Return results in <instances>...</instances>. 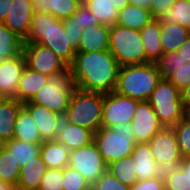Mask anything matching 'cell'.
Here are the masks:
<instances>
[{"label": "cell", "mask_w": 190, "mask_h": 190, "mask_svg": "<svg viewBox=\"0 0 190 190\" xmlns=\"http://www.w3.org/2000/svg\"><path fill=\"white\" fill-rule=\"evenodd\" d=\"M139 100L116 93H104L101 127L113 128L119 124L131 123Z\"/></svg>", "instance_id": "11"}, {"label": "cell", "mask_w": 190, "mask_h": 190, "mask_svg": "<svg viewBox=\"0 0 190 190\" xmlns=\"http://www.w3.org/2000/svg\"><path fill=\"white\" fill-rule=\"evenodd\" d=\"M180 168V162H158L156 163V175L161 181H165Z\"/></svg>", "instance_id": "44"}, {"label": "cell", "mask_w": 190, "mask_h": 190, "mask_svg": "<svg viewBox=\"0 0 190 190\" xmlns=\"http://www.w3.org/2000/svg\"><path fill=\"white\" fill-rule=\"evenodd\" d=\"M109 28L110 26L99 24L84 29L76 52L109 50Z\"/></svg>", "instance_id": "18"}, {"label": "cell", "mask_w": 190, "mask_h": 190, "mask_svg": "<svg viewBox=\"0 0 190 190\" xmlns=\"http://www.w3.org/2000/svg\"><path fill=\"white\" fill-rule=\"evenodd\" d=\"M188 62L182 56L175 52H165L162 56L155 62L158 71L161 73V77L168 78L174 69L178 68Z\"/></svg>", "instance_id": "35"}, {"label": "cell", "mask_w": 190, "mask_h": 190, "mask_svg": "<svg viewBox=\"0 0 190 190\" xmlns=\"http://www.w3.org/2000/svg\"><path fill=\"white\" fill-rule=\"evenodd\" d=\"M22 54L26 67L41 74L51 76L62 71H70L65 61L50 48L39 43H24Z\"/></svg>", "instance_id": "10"}, {"label": "cell", "mask_w": 190, "mask_h": 190, "mask_svg": "<svg viewBox=\"0 0 190 190\" xmlns=\"http://www.w3.org/2000/svg\"><path fill=\"white\" fill-rule=\"evenodd\" d=\"M82 5V0H46L45 13L61 21L70 18Z\"/></svg>", "instance_id": "32"}, {"label": "cell", "mask_w": 190, "mask_h": 190, "mask_svg": "<svg viewBox=\"0 0 190 190\" xmlns=\"http://www.w3.org/2000/svg\"><path fill=\"white\" fill-rule=\"evenodd\" d=\"M173 85H175L180 91L190 84V62L174 69L167 78Z\"/></svg>", "instance_id": "40"}, {"label": "cell", "mask_w": 190, "mask_h": 190, "mask_svg": "<svg viewBox=\"0 0 190 190\" xmlns=\"http://www.w3.org/2000/svg\"><path fill=\"white\" fill-rule=\"evenodd\" d=\"M161 78L155 63L120 66L115 92L139 101H147Z\"/></svg>", "instance_id": "3"}, {"label": "cell", "mask_w": 190, "mask_h": 190, "mask_svg": "<svg viewBox=\"0 0 190 190\" xmlns=\"http://www.w3.org/2000/svg\"><path fill=\"white\" fill-rule=\"evenodd\" d=\"M130 190H165L164 182L156 178L138 180L130 187Z\"/></svg>", "instance_id": "45"}, {"label": "cell", "mask_w": 190, "mask_h": 190, "mask_svg": "<svg viewBox=\"0 0 190 190\" xmlns=\"http://www.w3.org/2000/svg\"><path fill=\"white\" fill-rule=\"evenodd\" d=\"M76 20L77 24L80 26L81 31L87 27L94 25H99L97 18L90 12L82 3V5L77 9V11L71 16Z\"/></svg>", "instance_id": "42"}, {"label": "cell", "mask_w": 190, "mask_h": 190, "mask_svg": "<svg viewBox=\"0 0 190 190\" xmlns=\"http://www.w3.org/2000/svg\"><path fill=\"white\" fill-rule=\"evenodd\" d=\"M140 32L145 49V63H155L163 54L160 19H153Z\"/></svg>", "instance_id": "20"}, {"label": "cell", "mask_w": 190, "mask_h": 190, "mask_svg": "<svg viewBox=\"0 0 190 190\" xmlns=\"http://www.w3.org/2000/svg\"><path fill=\"white\" fill-rule=\"evenodd\" d=\"M82 3L100 24L111 26L119 17L120 11L113 7L110 0H82Z\"/></svg>", "instance_id": "29"}, {"label": "cell", "mask_w": 190, "mask_h": 190, "mask_svg": "<svg viewBox=\"0 0 190 190\" xmlns=\"http://www.w3.org/2000/svg\"><path fill=\"white\" fill-rule=\"evenodd\" d=\"M0 190H17V186L8 182L0 181Z\"/></svg>", "instance_id": "54"}, {"label": "cell", "mask_w": 190, "mask_h": 190, "mask_svg": "<svg viewBox=\"0 0 190 190\" xmlns=\"http://www.w3.org/2000/svg\"><path fill=\"white\" fill-rule=\"evenodd\" d=\"M83 190H96L93 184H88Z\"/></svg>", "instance_id": "56"}, {"label": "cell", "mask_w": 190, "mask_h": 190, "mask_svg": "<svg viewBox=\"0 0 190 190\" xmlns=\"http://www.w3.org/2000/svg\"><path fill=\"white\" fill-rule=\"evenodd\" d=\"M131 127L134 140L138 143H148L151 138L163 128L148 101H139L134 111Z\"/></svg>", "instance_id": "12"}, {"label": "cell", "mask_w": 190, "mask_h": 190, "mask_svg": "<svg viewBox=\"0 0 190 190\" xmlns=\"http://www.w3.org/2000/svg\"><path fill=\"white\" fill-rule=\"evenodd\" d=\"M70 150L57 140L44 141L40 156L47 169H64L68 166Z\"/></svg>", "instance_id": "22"}, {"label": "cell", "mask_w": 190, "mask_h": 190, "mask_svg": "<svg viewBox=\"0 0 190 190\" xmlns=\"http://www.w3.org/2000/svg\"><path fill=\"white\" fill-rule=\"evenodd\" d=\"M93 185L96 190H130V187L121 183L108 170Z\"/></svg>", "instance_id": "39"}, {"label": "cell", "mask_w": 190, "mask_h": 190, "mask_svg": "<svg viewBox=\"0 0 190 190\" xmlns=\"http://www.w3.org/2000/svg\"><path fill=\"white\" fill-rule=\"evenodd\" d=\"M176 0H152L151 15L154 19H161L173 6Z\"/></svg>", "instance_id": "46"}, {"label": "cell", "mask_w": 190, "mask_h": 190, "mask_svg": "<svg viewBox=\"0 0 190 190\" xmlns=\"http://www.w3.org/2000/svg\"><path fill=\"white\" fill-rule=\"evenodd\" d=\"M185 61L190 62V36L186 42L176 51Z\"/></svg>", "instance_id": "48"}, {"label": "cell", "mask_w": 190, "mask_h": 190, "mask_svg": "<svg viewBox=\"0 0 190 190\" xmlns=\"http://www.w3.org/2000/svg\"><path fill=\"white\" fill-rule=\"evenodd\" d=\"M34 4V11L45 12V1L46 0H31Z\"/></svg>", "instance_id": "53"}, {"label": "cell", "mask_w": 190, "mask_h": 190, "mask_svg": "<svg viewBox=\"0 0 190 190\" xmlns=\"http://www.w3.org/2000/svg\"><path fill=\"white\" fill-rule=\"evenodd\" d=\"M68 166L77 170L89 184H94L107 171V164L94 141L71 150Z\"/></svg>", "instance_id": "9"}, {"label": "cell", "mask_w": 190, "mask_h": 190, "mask_svg": "<svg viewBox=\"0 0 190 190\" xmlns=\"http://www.w3.org/2000/svg\"><path fill=\"white\" fill-rule=\"evenodd\" d=\"M30 112L39 130L43 141L56 140L63 116L52 112L42 105L34 103H23Z\"/></svg>", "instance_id": "14"}, {"label": "cell", "mask_w": 190, "mask_h": 190, "mask_svg": "<svg viewBox=\"0 0 190 190\" xmlns=\"http://www.w3.org/2000/svg\"><path fill=\"white\" fill-rule=\"evenodd\" d=\"M185 115L190 118V106L185 109Z\"/></svg>", "instance_id": "58"}, {"label": "cell", "mask_w": 190, "mask_h": 190, "mask_svg": "<svg viewBox=\"0 0 190 190\" xmlns=\"http://www.w3.org/2000/svg\"><path fill=\"white\" fill-rule=\"evenodd\" d=\"M134 162L138 180L156 178V161L148 143H138L130 155Z\"/></svg>", "instance_id": "21"}, {"label": "cell", "mask_w": 190, "mask_h": 190, "mask_svg": "<svg viewBox=\"0 0 190 190\" xmlns=\"http://www.w3.org/2000/svg\"><path fill=\"white\" fill-rule=\"evenodd\" d=\"M164 23H179L190 30V0H176L160 19Z\"/></svg>", "instance_id": "33"}, {"label": "cell", "mask_w": 190, "mask_h": 190, "mask_svg": "<svg viewBox=\"0 0 190 190\" xmlns=\"http://www.w3.org/2000/svg\"><path fill=\"white\" fill-rule=\"evenodd\" d=\"M21 167L13 155L5 148L0 152V181L17 186Z\"/></svg>", "instance_id": "34"}, {"label": "cell", "mask_w": 190, "mask_h": 190, "mask_svg": "<svg viewBox=\"0 0 190 190\" xmlns=\"http://www.w3.org/2000/svg\"><path fill=\"white\" fill-rule=\"evenodd\" d=\"M119 68V63L109 50L76 52L69 65L77 88L100 93L115 91Z\"/></svg>", "instance_id": "1"}, {"label": "cell", "mask_w": 190, "mask_h": 190, "mask_svg": "<svg viewBox=\"0 0 190 190\" xmlns=\"http://www.w3.org/2000/svg\"><path fill=\"white\" fill-rule=\"evenodd\" d=\"M48 76L25 66L14 98L22 103L30 101L46 85Z\"/></svg>", "instance_id": "19"}, {"label": "cell", "mask_w": 190, "mask_h": 190, "mask_svg": "<svg viewBox=\"0 0 190 190\" xmlns=\"http://www.w3.org/2000/svg\"><path fill=\"white\" fill-rule=\"evenodd\" d=\"M165 190H190L186 174L178 169L164 181Z\"/></svg>", "instance_id": "41"}, {"label": "cell", "mask_w": 190, "mask_h": 190, "mask_svg": "<svg viewBox=\"0 0 190 190\" xmlns=\"http://www.w3.org/2000/svg\"><path fill=\"white\" fill-rule=\"evenodd\" d=\"M104 93L75 88L63 119L88 128L94 133L101 128Z\"/></svg>", "instance_id": "4"}, {"label": "cell", "mask_w": 190, "mask_h": 190, "mask_svg": "<svg viewBox=\"0 0 190 190\" xmlns=\"http://www.w3.org/2000/svg\"><path fill=\"white\" fill-rule=\"evenodd\" d=\"M64 169H47L38 190H63Z\"/></svg>", "instance_id": "37"}, {"label": "cell", "mask_w": 190, "mask_h": 190, "mask_svg": "<svg viewBox=\"0 0 190 190\" xmlns=\"http://www.w3.org/2000/svg\"><path fill=\"white\" fill-rule=\"evenodd\" d=\"M163 127H173L185 115L180 90L167 78H161L147 100Z\"/></svg>", "instance_id": "8"}, {"label": "cell", "mask_w": 190, "mask_h": 190, "mask_svg": "<svg viewBox=\"0 0 190 190\" xmlns=\"http://www.w3.org/2000/svg\"><path fill=\"white\" fill-rule=\"evenodd\" d=\"M172 128L176 134L181 156H190V118L184 115V117Z\"/></svg>", "instance_id": "36"}, {"label": "cell", "mask_w": 190, "mask_h": 190, "mask_svg": "<svg viewBox=\"0 0 190 190\" xmlns=\"http://www.w3.org/2000/svg\"><path fill=\"white\" fill-rule=\"evenodd\" d=\"M7 141L3 138H0V152L6 148Z\"/></svg>", "instance_id": "55"}, {"label": "cell", "mask_w": 190, "mask_h": 190, "mask_svg": "<svg viewBox=\"0 0 190 190\" xmlns=\"http://www.w3.org/2000/svg\"><path fill=\"white\" fill-rule=\"evenodd\" d=\"M183 174H186L190 185V156L182 157L179 168Z\"/></svg>", "instance_id": "50"}, {"label": "cell", "mask_w": 190, "mask_h": 190, "mask_svg": "<svg viewBox=\"0 0 190 190\" xmlns=\"http://www.w3.org/2000/svg\"><path fill=\"white\" fill-rule=\"evenodd\" d=\"M148 144L157 163L182 161L176 134L172 127H163Z\"/></svg>", "instance_id": "13"}, {"label": "cell", "mask_w": 190, "mask_h": 190, "mask_svg": "<svg viewBox=\"0 0 190 190\" xmlns=\"http://www.w3.org/2000/svg\"><path fill=\"white\" fill-rule=\"evenodd\" d=\"M25 66L23 54L0 62V90L8 98H14Z\"/></svg>", "instance_id": "16"}, {"label": "cell", "mask_w": 190, "mask_h": 190, "mask_svg": "<svg viewBox=\"0 0 190 190\" xmlns=\"http://www.w3.org/2000/svg\"><path fill=\"white\" fill-rule=\"evenodd\" d=\"M41 144L23 142L12 138L7 141L6 149L13 155L19 166L22 167L40 155Z\"/></svg>", "instance_id": "30"}, {"label": "cell", "mask_w": 190, "mask_h": 190, "mask_svg": "<svg viewBox=\"0 0 190 190\" xmlns=\"http://www.w3.org/2000/svg\"><path fill=\"white\" fill-rule=\"evenodd\" d=\"M8 97L5 96V94H3V92L0 90V102H3L5 99H7Z\"/></svg>", "instance_id": "57"}, {"label": "cell", "mask_w": 190, "mask_h": 190, "mask_svg": "<svg viewBox=\"0 0 190 190\" xmlns=\"http://www.w3.org/2000/svg\"><path fill=\"white\" fill-rule=\"evenodd\" d=\"M24 40L0 22V62L22 54Z\"/></svg>", "instance_id": "28"}, {"label": "cell", "mask_w": 190, "mask_h": 190, "mask_svg": "<svg viewBox=\"0 0 190 190\" xmlns=\"http://www.w3.org/2000/svg\"><path fill=\"white\" fill-rule=\"evenodd\" d=\"M109 51L120 66L145 63L141 32L113 24L109 28Z\"/></svg>", "instance_id": "6"}, {"label": "cell", "mask_w": 190, "mask_h": 190, "mask_svg": "<svg viewBox=\"0 0 190 190\" xmlns=\"http://www.w3.org/2000/svg\"><path fill=\"white\" fill-rule=\"evenodd\" d=\"M13 139L29 143H43L39 130L30 112L22 106L17 114Z\"/></svg>", "instance_id": "25"}, {"label": "cell", "mask_w": 190, "mask_h": 190, "mask_svg": "<svg viewBox=\"0 0 190 190\" xmlns=\"http://www.w3.org/2000/svg\"><path fill=\"white\" fill-rule=\"evenodd\" d=\"M24 43H39L50 48L68 65L73 62L76 50L69 42L62 21L50 13L35 11Z\"/></svg>", "instance_id": "2"}, {"label": "cell", "mask_w": 190, "mask_h": 190, "mask_svg": "<svg viewBox=\"0 0 190 190\" xmlns=\"http://www.w3.org/2000/svg\"><path fill=\"white\" fill-rule=\"evenodd\" d=\"M46 170L47 167L40 155L33 158L29 163L21 167L17 190H38Z\"/></svg>", "instance_id": "23"}, {"label": "cell", "mask_w": 190, "mask_h": 190, "mask_svg": "<svg viewBox=\"0 0 190 190\" xmlns=\"http://www.w3.org/2000/svg\"><path fill=\"white\" fill-rule=\"evenodd\" d=\"M23 103L15 98H7L0 102V138L9 141L13 138L17 114Z\"/></svg>", "instance_id": "26"}, {"label": "cell", "mask_w": 190, "mask_h": 190, "mask_svg": "<svg viewBox=\"0 0 190 190\" xmlns=\"http://www.w3.org/2000/svg\"><path fill=\"white\" fill-rule=\"evenodd\" d=\"M180 92H181V101H182L183 107L184 109H186L188 106H190V84L187 85Z\"/></svg>", "instance_id": "51"}, {"label": "cell", "mask_w": 190, "mask_h": 190, "mask_svg": "<svg viewBox=\"0 0 190 190\" xmlns=\"http://www.w3.org/2000/svg\"><path fill=\"white\" fill-rule=\"evenodd\" d=\"M88 184L77 170L69 166L64 168L63 190H83Z\"/></svg>", "instance_id": "38"}, {"label": "cell", "mask_w": 190, "mask_h": 190, "mask_svg": "<svg viewBox=\"0 0 190 190\" xmlns=\"http://www.w3.org/2000/svg\"><path fill=\"white\" fill-rule=\"evenodd\" d=\"M110 1L112 2L113 7L119 11L129 4L128 0H110Z\"/></svg>", "instance_id": "52"}, {"label": "cell", "mask_w": 190, "mask_h": 190, "mask_svg": "<svg viewBox=\"0 0 190 190\" xmlns=\"http://www.w3.org/2000/svg\"><path fill=\"white\" fill-rule=\"evenodd\" d=\"M56 140L64 144L71 151L93 142L94 132L88 128L71 124L63 119Z\"/></svg>", "instance_id": "17"}, {"label": "cell", "mask_w": 190, "mask_h": 190, "mask_svg": "<svg viewBox=\"0 0 190 190\" xmlns=\"http://www.w3.org/2000/svg\"><path fill=\"white\" fill-rule=\"evenodd\" d=\"M153 19L150 12L128 4L120 10L115 24L140 31Z\"/></svg>", "instance_id": "27"}, {"label": "cell", "mask_w": 190, "mask_h": 190, "mask_svg": "<svg viewBox=\"0 0 190 190\" xmlns=\"http://www.w3.org/2000/svg\"><path fill=\"white\" fill-rule=\"evenodd\" d=\"M94 142L107 166L129 157L136 145L131 123H121L113 128L101 127L94 133Z\"/></svg>", "instance_id": "5"}, {"label": "cell", "mask_w": 190, "mask_h": 190, "mask_svg": "<svg viewBox=\"0 0 190 190\" xmlns=\"http://www.w3.org/2000/svg\"><path fill=\"white\" fill-rule=\"evenodd\" d=\"M107 170L128 187H131L138 181L134 162L130 156L110 163L107 166Z\"/></svg>", "instance_id": "31"}, {"label": "cell", "mask_w": 190, "mask_h": 190, "mask_svg": "<svg viewBox=\"0 0 190 190\" xmlns=\"http://www.w3.org/2000/svg\"><path fill=\"white\" fill-rule=\"evenodd\" d=\"M160 30L163 53L177 51L190 36V30L179 23L169 24L160 20Z\"/></svg>", "instance_id": "24"}, {"label": "cell", "mask_w": 190, "mask_h": 190, "mask_svg": "<svg viewBox=\"0 0 190 190\" xmlns=\"http://www.w3.org/2000/svg\"><path fill=\"white\" fill-rule=\"evenodd\" d=\"M62 24L64 26L65 32L69 36V42L71 46L75 50H77L82 36V31L80 29V26L77 24L76 20H74L72 17L63 20Z\"/></svg>", "instance_id": "43"}, {"label": "cell", "mask_w": 190, "mask_h": 190, "mask_svg": "<svg viewBox=\"0 0 190 190\" xmlns=\"http://www.w3.org/2000/svg\"><path fill=\"white\" fill-rule=\"evenodd\" d=\"M75 88L71 72L62 71L48 76L46 85L30 101L25 103L42 105L64 117Z\"/></svg>", "instance_id": "7"}, {"label": "cell", "mask_w": 190, "mask_h": 190, "mask_svg": "<svg viewBox=\"0 0 190 190\" xmlns=\"http://www.w3.org/2000/svg\"><path fill=\"white\" fill-rule=\"evenodd\" d=\"M34 12V4L31 0H13L3 23L25 41Z\"/></svg>", "instance_id": "15"}, {"label": "cell", "mask_w": 190, "mask_h": 190, "mask_svg": "<svg viewBox=\"0 0 190 190\" xmlns=\"http://www.w3.org/2000/svg\"><path fill=\"white\" fill-rule=\"evenodd\" d=\"M13 0H0V22H4L10 11Z\"/></svg>", "instance_id": "47"}, {"label": "cell", "mask_w": 190, "mask_h": 190, "mask_svg": "<svg viewBox=\"0 0 190 190\" xmlns=\"http://www.w3.org/2000/svg\"><path fill=\"white\" fill-rule=\"evenodd\" d=\"M129 4L135 5L138 8L144 9L151 13L152 0H128Z\"/></svg>", "instance_id": "49"}]
</instances>
